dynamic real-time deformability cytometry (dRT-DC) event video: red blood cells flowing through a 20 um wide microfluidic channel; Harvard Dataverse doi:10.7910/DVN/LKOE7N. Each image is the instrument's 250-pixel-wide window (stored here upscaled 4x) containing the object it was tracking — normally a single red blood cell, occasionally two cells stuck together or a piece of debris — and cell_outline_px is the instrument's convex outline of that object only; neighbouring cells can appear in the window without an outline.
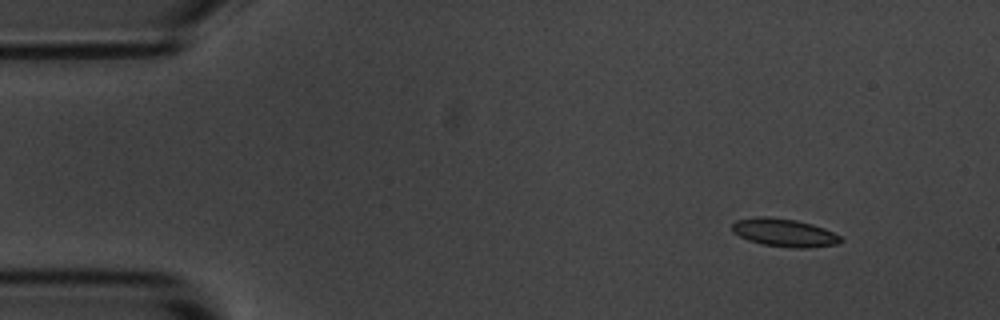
{"species": "common noctule bat (a hibernating species)", "species_latin": "Nyctalus noctula", "temperature_condition": "room temperature", "stored_images_in_passage": 5, "camera_frame_rate_fps": 3000, "um_per_image_px": 0.085, "animal": {"sex": "male", "body_mass_g": 20.1, "forearm_length_mm": 53.5}, "frame": {"image": 1, "passage_image": 1, "time_ms": 0.0, "image_size_px": [1000, 320], "cell_outline_px": [[844, 240], [836, 244], [808, 248], [792, 248], [764, 244], [748, 240], [732, 232], [732, 224], [736, 220], [756, 216], [768, 216], [796, 220], [812, 224], [824, 228], [840, 236]], "centroid_in_image_um": [66.65, 19.77], "position_along_channel_um": 18.4, "area_um2": 17.74}}
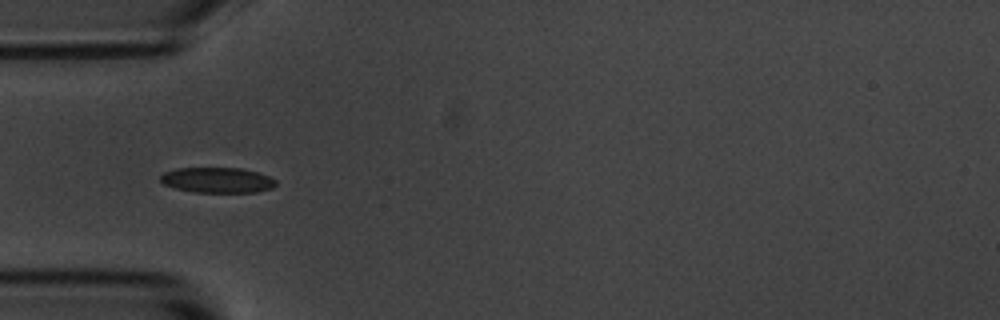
{"frame": {"image": 2, "passage_image": 4, "time_ms": 3.667, "image_size_px": [1000, 320], "cell_outline_px": [[276, 184], [272, 188], [256, 192], [192, 192], [176, 188], [164, 184], [160, 180], [160, 176], [164, 172], [176, 168], [240, 168], [256, 172], [268, 176], [276, 180]], "centroid_in_image_um": [18.46, 15.31], "position_along_channel_um": 66.5, "area_um2": 16.99}}